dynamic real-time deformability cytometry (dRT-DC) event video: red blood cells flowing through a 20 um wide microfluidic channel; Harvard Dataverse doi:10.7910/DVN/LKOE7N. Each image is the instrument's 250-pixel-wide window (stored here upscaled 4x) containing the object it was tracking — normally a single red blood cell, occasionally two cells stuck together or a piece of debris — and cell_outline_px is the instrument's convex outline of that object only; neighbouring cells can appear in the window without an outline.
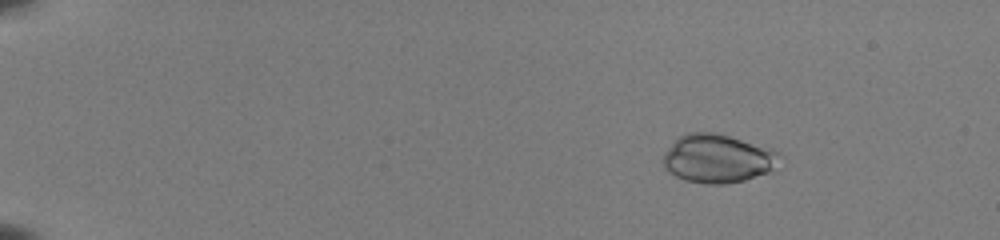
{"species": "common noctule bat (a hibernating species)", "species_latin": "Nyctalus noctula", "temperature_condition": "room temperature", "stored_images_in_passage": 50, "camera_frame_rate_fps": 3000, "um_per_image_px": 0.085, "animal": {"sex": "female", "body_mass_g": 22.0, "forearm_length_mm": 56.7}, "frame": {"image": 1, "passage_image": 5, "time_ms": 1.333, "image_size_px": [1000, 240], "cell_outline_px": [[776, 152], [772, 168], [768, 172], [744, 180], [724, 184], [704, 184], [684, 180], [676, 176], [664, 168], [660, 160], [664, 152], [680, 136], [688, 132], [716, 132], [772, 148]], "centroid_in_image_um": [60.9, 13.47], "position_along_channel_um": 24.1, "area_um2": 32.6}}
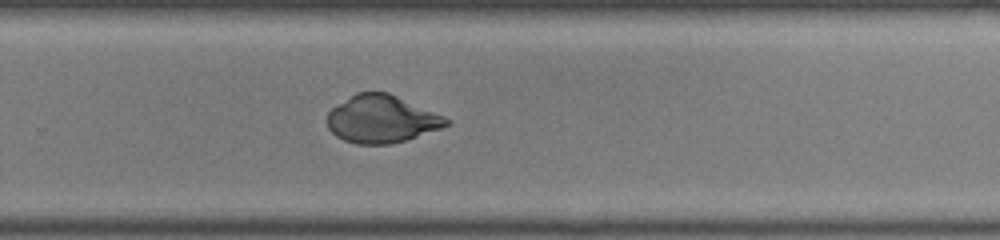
{"frame": {"image": 2, "passage_image": 35, "time_ms": 11.333, "image_size_px": [1000, 240], "cell_outline_px": [[452, 124], [404, 140], [388, 144], [356, 144], [344, 140], [336, 136], [328, 128], [328, 112], [332, 108], [356, 92], [388, 92], [444, 116], [452, 120]], "centroid_in_image_um": [32.43, 10.12], "position_along_channel_um": 297.4, "area_um2": 32.71}}
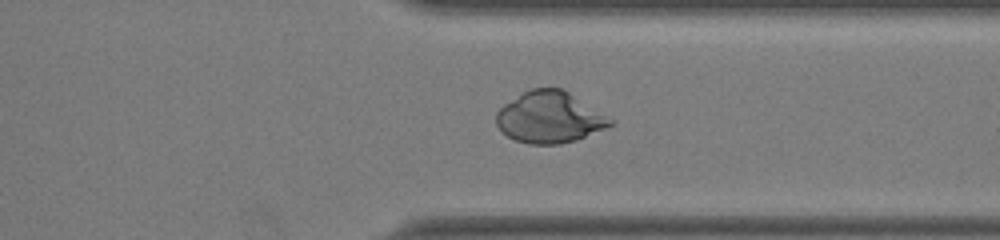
{"frame": {"image": 3, "passage_image": 40, "time_ms": 13.0, "image_size_px": [1000, 240], "cell_outline_px": [[616, 120], [612, 124], [604, 128], [576, 140], [560, 144], [528, 144], [516, 140], [508, 136], [496, 124], [496, 112], [504, 104], [524, 92], [532, 88], [560, 88], [568, 92]], "centroid_in_image_um": [46.72, 9.98], "position_along_channel_um": 364.7, "area_um2": 33.81}}